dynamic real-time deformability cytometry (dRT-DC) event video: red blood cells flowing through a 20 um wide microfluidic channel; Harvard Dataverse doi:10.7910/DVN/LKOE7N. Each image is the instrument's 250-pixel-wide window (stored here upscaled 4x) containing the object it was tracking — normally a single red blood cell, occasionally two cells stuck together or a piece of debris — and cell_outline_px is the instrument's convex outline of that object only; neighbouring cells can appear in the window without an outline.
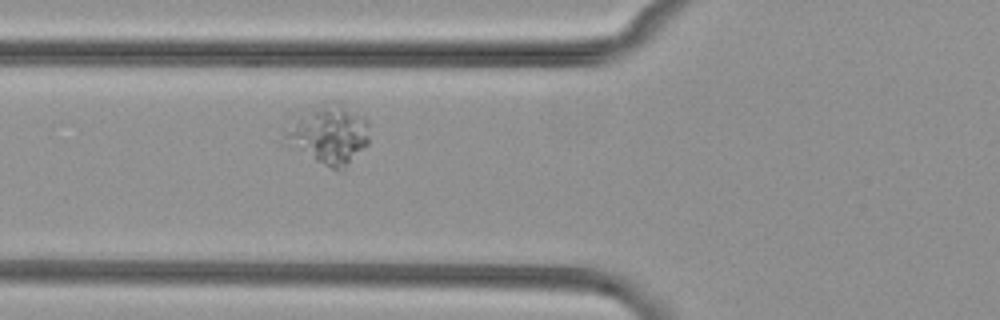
{"species": "common noctule bat (a hibernating species)", "species_latin": "Nyctalus noctula", "temperature_condition": "cold", "stored_images_in_passage": 2, "camera_frame_rate_fps": 3000, "um_per_image_px": 0.085, "animal": {"sex": "female", "body_mass_g": 29.2, "forearm_length_mm": 56.3}, "frame": {"image": 1, "passage_image": 2, "time_ms": 2.0, "image_size_px": [1000, 320], "cell_outline_px": [[368, 144], [344, 172], [336, 172], [280, 144], [276, 140], [280, 132], [300, 116], [336, 100], [364, 116], [368, 120]], "centroid_in_image_um": [27.89, 11.54], "position_along_channel_um": 97.9, "area_um2": 30.17}}